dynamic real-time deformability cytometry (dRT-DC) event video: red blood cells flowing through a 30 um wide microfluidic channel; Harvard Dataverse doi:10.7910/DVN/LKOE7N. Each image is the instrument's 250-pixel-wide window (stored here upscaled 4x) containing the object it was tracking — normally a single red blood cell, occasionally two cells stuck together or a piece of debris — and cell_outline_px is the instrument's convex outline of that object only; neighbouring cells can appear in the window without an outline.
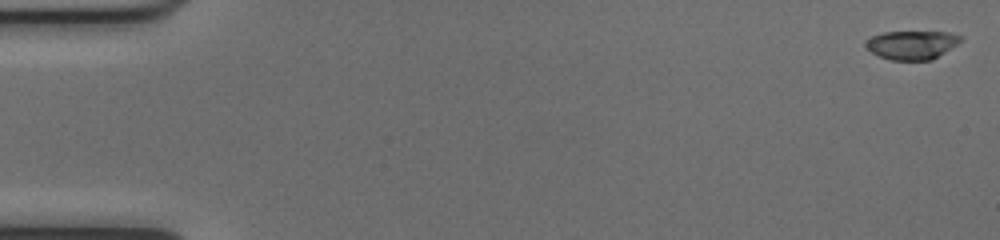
{"species": "common noctule bat (a hibernating species)", "species_latin": "Nyctalus noctula", "temperature_condition": "cold", "stored_images_in_passage": 52, "camera_frame_rate_fps": 3000, "um_per_image_px": 0.085, "animal": {"sex": "female", "body_mass_g": 17.0, "forearm_length_mm": 48.0}, "frame": {"image": 1, "passage_image": 1, "time_ms": 0.0, "image_size_px": [1000, 240], "cell_outline_px": [[964, 36], [956, 44], [932, 60], [892, 60], [880, 56], [864, 48], [864, 40], [880, 32], [948, 32]], "centroid_in_image_um": [77.45, 3.81], "position_along_channel_um": 7.6, "area_um2": 15.9}}
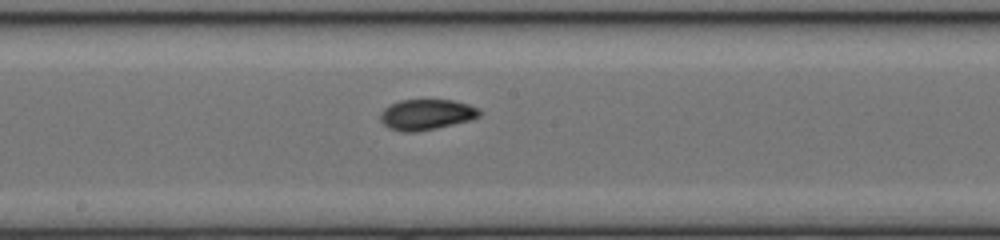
{"frame": {"image": 2, "passage_image": 28, "time_ms": 9.0, "image_size_px": [1000, 240], "cell_outline_px": [[484, 112], [480, 116], [472, 120], [436, 128], [416, 132], [400, 132], [388, 128], [380, 120], [380, 112], [388, 104], [400, 100], [452, 100], [468, 104], [480, 108]], "centroid_in_image_um": [36.26, 9.74], "position_along_channel_um": 211.9, "area_um2": 18.03}}
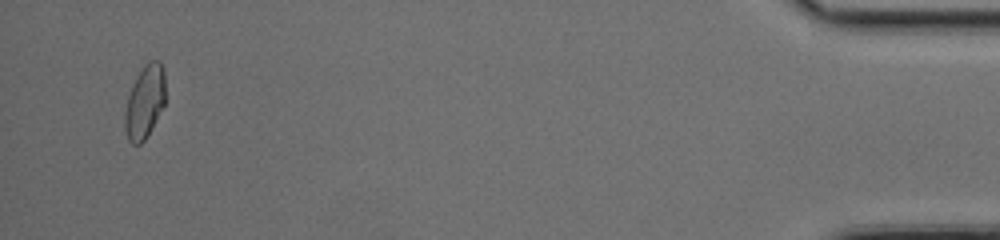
{"frame": {"image": 3, "passage_image": 50, "time_ms": 16.333, "image_size_px": [1000, 240], "cell_outline_px": [[164, 104], [144, 140], [140, 144], [132, 144], [128, 140], [124, 128], [124, 112], [128, 96], [136, 76], [144, 64], [148, 60], [160, 60], [164, 72]], "centroid_in_image_um": [12.28, 8.63], "position_along_channel_um": 422.9, "area_um2": 17.11}, "authors_computed_cell_mechanics": {"area_um2": 17.2244, "velocity_mm_per_s": 4.0179, "shape_relaxation_time_tau1_ms": 9.937, "shape_relaxation_time_tau2_ms": 1.7829, "deformation_change_tau1": 0.2602, "deformation_change_tau2": 0.0571}}